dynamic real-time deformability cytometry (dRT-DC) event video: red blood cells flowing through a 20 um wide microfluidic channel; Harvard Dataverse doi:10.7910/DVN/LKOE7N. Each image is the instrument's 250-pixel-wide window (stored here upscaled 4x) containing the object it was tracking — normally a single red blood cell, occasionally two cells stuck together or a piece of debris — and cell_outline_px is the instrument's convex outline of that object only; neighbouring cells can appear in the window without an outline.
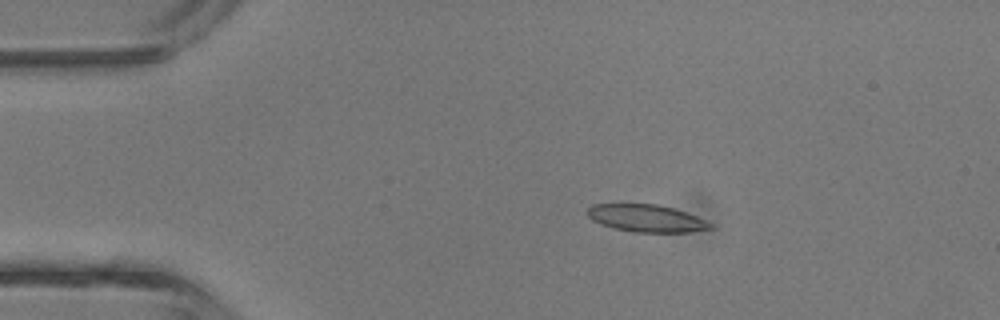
{"species": "common noctule bat (a hibernating species)", "species_latin": "Nyctalus noctula", "temperature_condition": "room temperature", "stored_images_in_passage": 36, "camera_frame_rate_fps": 3000, "um_per_image_px": 0.085, "animal": {"sex": "male", "body_mass_g": 13.3}, "frame": {"image": 1, "passage_image": 1, "time_ms": 0.0, "image_size_px": [1000, 320], "cell_outline_px": [[712, 228], [688, 232], [632, 232], [600, 224], [592, 220], [584, 212], [592, 204], [656, 204], [672, 208], [696, 216], [712, 224]], "centroid_in_image_um": [54.88, 18.55], "position_along_channel_um": 30.1, "area_um2": 19.42}}
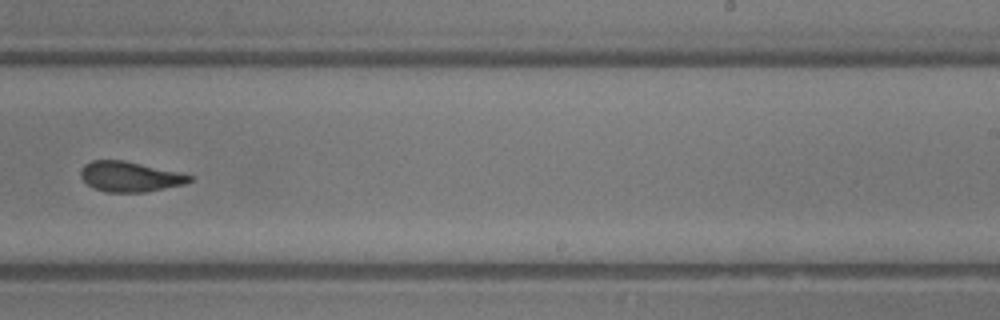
{"frame": {"image": 2, "passage_image": 20, "time_ms": 6.333, "image_size_px": [1000, 320], "cell_outline_px": [[192, 180], [184, 184], [144, 192], [104, 192], [92, 188], [80, 176], [80, 172], [84, 164], [92, 160], [124, 160], [176, 172], [192, 176]], "centroid_in_image_um": [10.97, 15.02], "position_along_channel_um": 278.0, "area_um2": 18.9}}
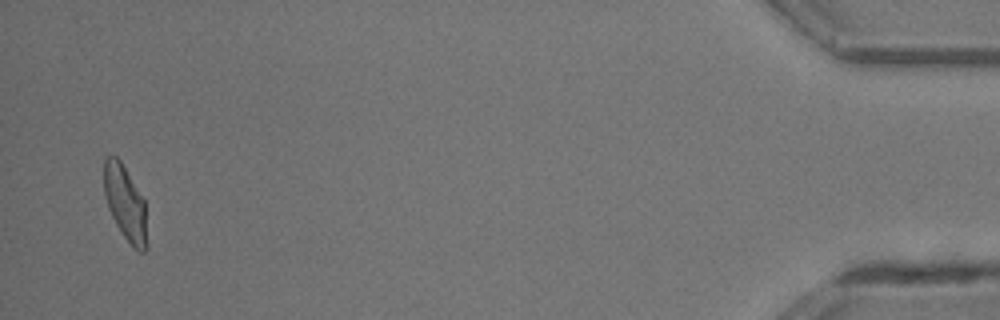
{"frame": {"image": 3, "passage_image": 35, "time_ms": 11.333, "image_size_px": [1000, 320], "cell_outline_px": [[148, 248], [144, 252], [140, 252], [132, 248], [116, 224], [108, 208], [104, 196], [104, 156], [116, 156], [120, 160], [144, 200], [148, 244]], "centroid_in_image_um": [10.65, 17.31], "position_along_channel_um": 424.5, "area_um2": 18.84}, "authors_computed_cell_mechanics": {"area_um2": 19.6231, "velocity_mm_per_s": 4.7419, "shape_relaxation_time_tau1_ms": 3.2353, "shape_relaxation_time_tau2_ms": 1.1362, "deformation_change_tau1": 0.1505, "deformation_change_tau2": 0.0879}}